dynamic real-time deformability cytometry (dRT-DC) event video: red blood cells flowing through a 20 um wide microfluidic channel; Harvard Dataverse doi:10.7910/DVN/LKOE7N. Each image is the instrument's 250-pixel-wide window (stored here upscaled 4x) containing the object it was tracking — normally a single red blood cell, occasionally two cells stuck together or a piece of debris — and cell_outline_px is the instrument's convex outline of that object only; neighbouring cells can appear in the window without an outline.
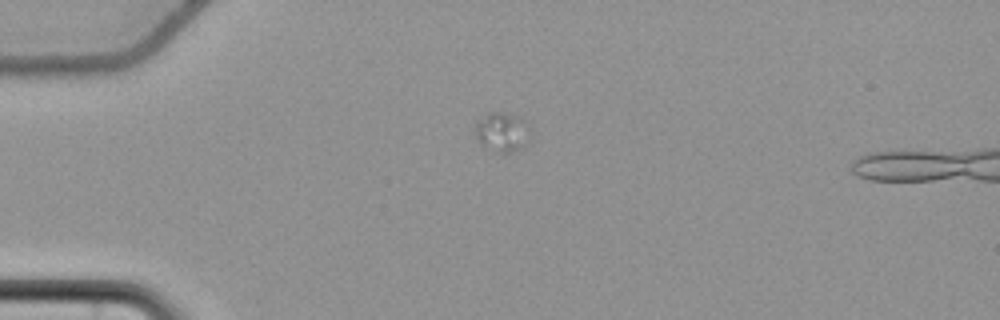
{"species": "common noctule bat (a hibernating species)", "species_latin": "Nyctalus noctula", "temperature_condition": "cold", "stored_images_in_passage": 44, "segment_of_instrument_passage": [1, 2], "camera_frame_rate_fps": 3000, "um_per_image_px": 0.085, "animal": {"sex": "female", "body_mass_g": 22.7, "forearm_length_mm": 54.2}, "frame": {"image": 1, "passage_image": 1, "time_ms": 0.0, "image_size_px": [1000, 320], "cell_outline_px": [[528, 140], [524, 148], [512, 152], [496, 152], [484, 144], [476, 136], [476, 120], [488, 112], [504, 112], [520, 116]], "centroid_in_image_um": [42.64, 11.2], "position_along_channel_um": 42.4, "area_um2": 12.08}}
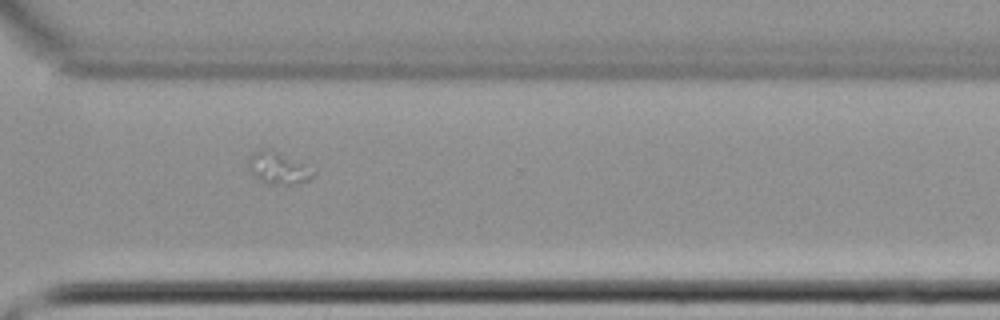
{"frame": {"image": 2, "passage_image": 29, "time_ms": 9.333, "image_size_px": [1000, 320], "cell_outline_px": [[316, 172], [308, 180], [292, 184], [268, 184], [248, 172], [248, 160], [252, 152], [260, 148], [264, 148], [276, 152], [316, 168]], "centroid_in_image_um": [23.64, 14.28], "position_along_channel_um": 347.0, "area_um2": 12.14}}
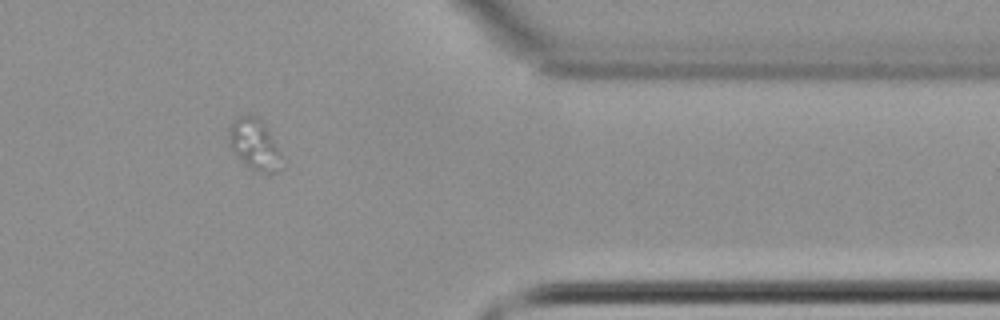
{"frame": {"image": 3, "passage_image": 34, "time_ms": 11.0, "image_size_px": [1000, 320], "cell_outline_px": [[284, 168], [280, 172], [260, 172], [244, 164], [232, 148], [228, 140], [228, 128], [240, 116], [248, 112], [256, 116], [264, 124], [280, 156]], "centroid_in_image_um": [21.62, 12.27], "position_along_channel_um": 389.8, "area_um2": 15.32}}